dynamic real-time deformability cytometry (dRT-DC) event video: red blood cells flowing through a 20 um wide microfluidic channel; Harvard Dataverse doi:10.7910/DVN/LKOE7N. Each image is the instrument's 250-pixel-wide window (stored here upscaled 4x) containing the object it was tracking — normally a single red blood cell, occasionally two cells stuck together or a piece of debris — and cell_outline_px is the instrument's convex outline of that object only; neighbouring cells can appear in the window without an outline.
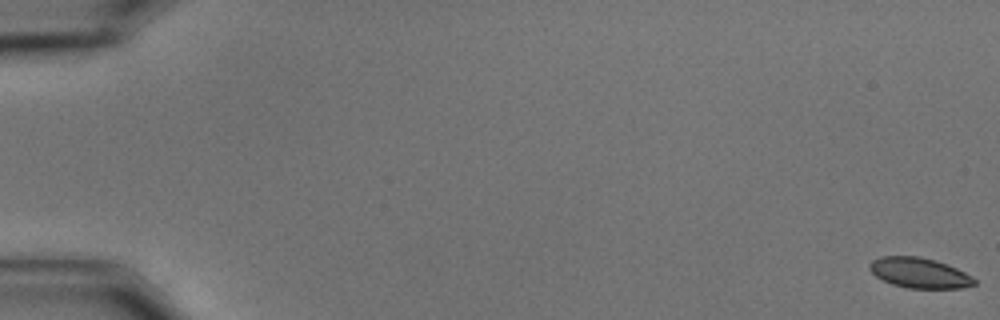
{"species": "common noctule bat (a hibernating species)", "species_latin": "Nyctalus noctula", "temperature_condition": "cold", "stored_images_in_passage": 14, "camera_frame_rate_fps": 3000, "um_per_image_px": 0.085, "animal": {"sex": "male", "body_mass_g": 15.6}, "frame": {"image": 1, "passage_image": 1, "time_ms": 0.0, "image_size_px": [1000, 320], "cell_outline_px": [[976, 284], [960, 288], [908, 288], [892, 284], [876, 276], [868, 268], [868, 264], [872, 260], [880, 256], [920, 256], [936, 260], [948, 264], [972, 276], [976, 280]], "centroid_in_image_um": [78.14, 23.18], "position_along_channel_um": 6.9, "area_um2": 18.55}}